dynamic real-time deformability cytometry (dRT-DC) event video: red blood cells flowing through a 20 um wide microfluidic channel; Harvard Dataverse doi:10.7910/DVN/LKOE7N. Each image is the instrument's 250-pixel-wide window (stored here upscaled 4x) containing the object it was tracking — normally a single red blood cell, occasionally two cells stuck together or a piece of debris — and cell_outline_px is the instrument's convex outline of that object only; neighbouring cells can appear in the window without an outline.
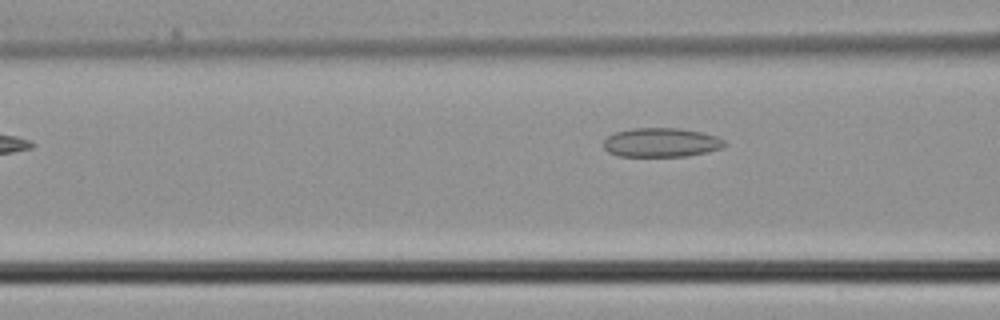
{"species": "common noctule bat (a hibernating species)", "species_latin": "Nyctalus noctula", "temperature_condition": "cold", "stored_images_in_passage": 6, "camera_frame_rate_fps": 3000, "um_per_image_px": 0.085, "animal": {"sex": "male", "body_mass_g": 21.5, "forearm_length_mm": 52.0}, "frame": {"image": 1, "passage_image": 5, "time_ms": 1.333, "image_size_px": [1000, 320], "cell_outline_px": [[728, 144], [720, 148], [688, 156], [620, 156], [608, 152], [604, 148], [604, 140], [608, 136], [616, 132], [632, 128], [680, 128], [700, 132], [716, 136], [724, 140]], "centroid_in_image_um": [56.19, 12.11], "position_along_channel_um": 110.4, "area_um2": 20.4}}
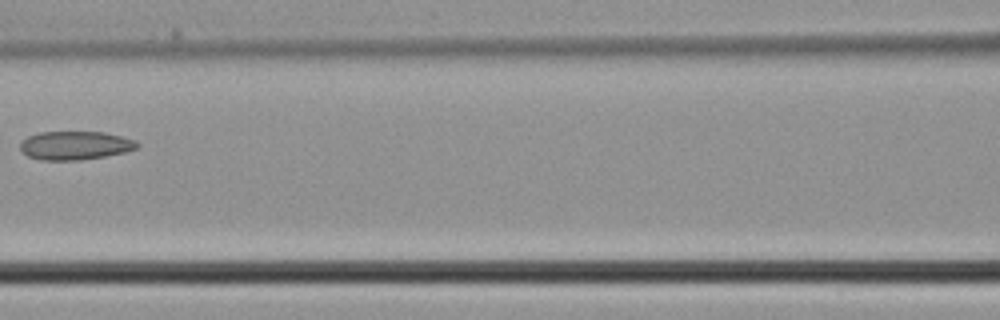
{"frame": {"image": 2, "passage_image": 6, "time_ms": 1.667, "image_size_px": [1000, 320], "cell_outline_px": [[140, 144], [136, 148], [124, 152], [104, 156], [80, 160], [40, 160], [28, 156], [20, 152], [20, 140], [28, 136], [40, 132], [104, 132], [136, 140]], "centroid_in_image_um": [6.34, 12.36], "position_along_channel_um": 160.3, "area_um2": 19.54}}